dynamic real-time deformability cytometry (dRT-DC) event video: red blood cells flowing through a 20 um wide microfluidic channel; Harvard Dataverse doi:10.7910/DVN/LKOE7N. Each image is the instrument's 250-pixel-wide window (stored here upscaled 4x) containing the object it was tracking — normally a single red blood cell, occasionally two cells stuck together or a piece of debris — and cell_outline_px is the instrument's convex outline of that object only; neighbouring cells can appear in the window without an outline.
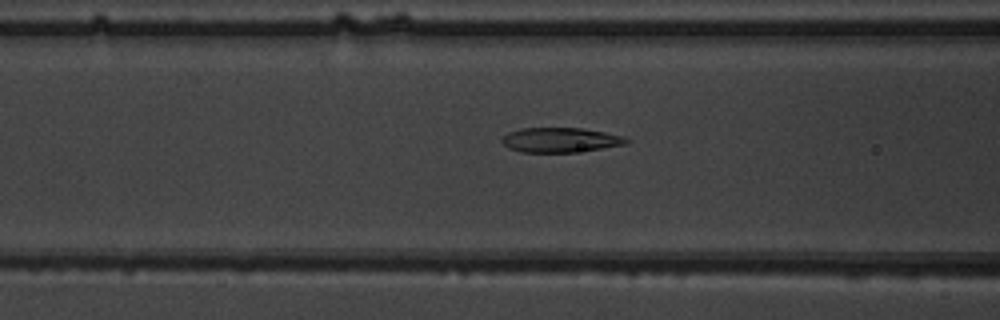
{"species": "common noctule bat (a hibernating species)", "species_latin": "Nyctalus noctula", "temperature_condition": "warm", "stored_images_in_passage": 39, "camera_frame_rate_fps": 3000, "um_per_image_px": 0.085, "animal": {"sex": "male", "body_mass_g": 19.5, "forearm_length_mm": 54.6}, "frame": {"image": 1, "passage_image": 22, "time_ms": 7.0, "image_size_px": [1000, 320], "cell_outline_px": [[632, 140], [624, 144], [576, 152], [520, 152], [508, 148], [500, 140], [508, 132], [520, 128], [580, 128], [604, 132], [624, 136]], "centroid_in_image_um": [47.6, 11.89], "position_along_channel_um": 119.0, "area_um2": 17.86}}
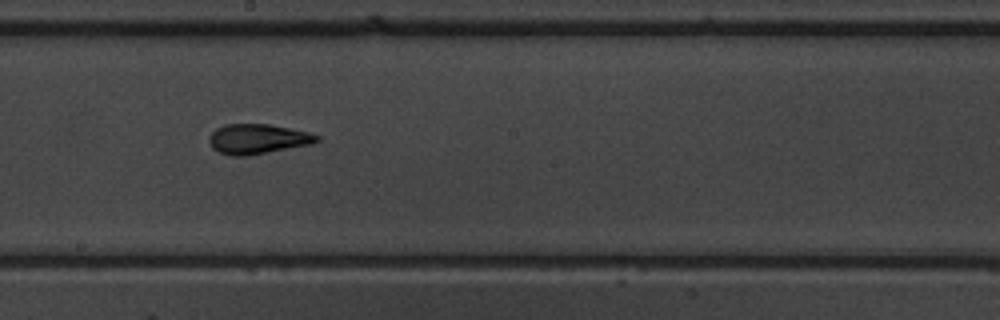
{"frame": {"image": 2, "passage_image": 30, "time_ms": 9.667, "image_size_px": [1000, 320], "cell_outline_px": [[320, 140], [312, 144], [248, 156], [232, 156], [220, 152], [212, 148], [208, 140], [208, 136], [216, 128], [224, 124], [268, 124], [308, 132], [320, 136]], "centroid_in_image_um": [21.88, 11.81], "position_along_channel_um": 226.3, "area_um2": 18.84}}
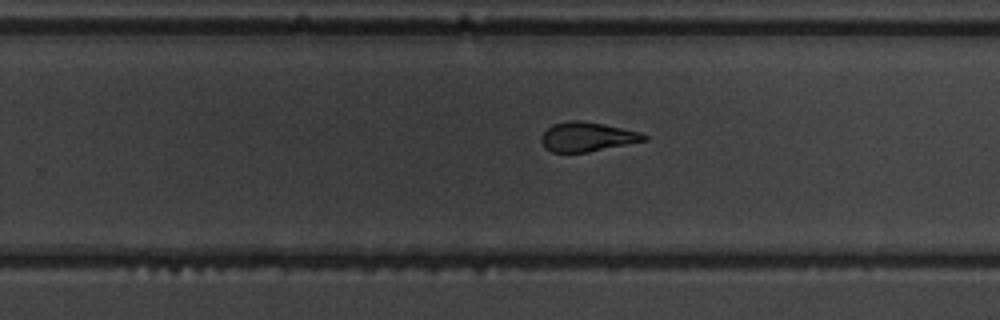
{"frame": {"image": 3, "passage_image": 34, "time_ms": 11.0, "image_size_px": [1000, 320], "cell_outline_px": [[648, 140], [588, 152], [552, 152], [544, 148], [540, 140], [540, 136], [552, 124], [568, 120], [580, 120], [604, 124], [640, 132], [648, 136]], "centroid_in_image_um": [49.89, 11.62], "position_along_channel_um": 279.9, "area_um2": 17.69}}